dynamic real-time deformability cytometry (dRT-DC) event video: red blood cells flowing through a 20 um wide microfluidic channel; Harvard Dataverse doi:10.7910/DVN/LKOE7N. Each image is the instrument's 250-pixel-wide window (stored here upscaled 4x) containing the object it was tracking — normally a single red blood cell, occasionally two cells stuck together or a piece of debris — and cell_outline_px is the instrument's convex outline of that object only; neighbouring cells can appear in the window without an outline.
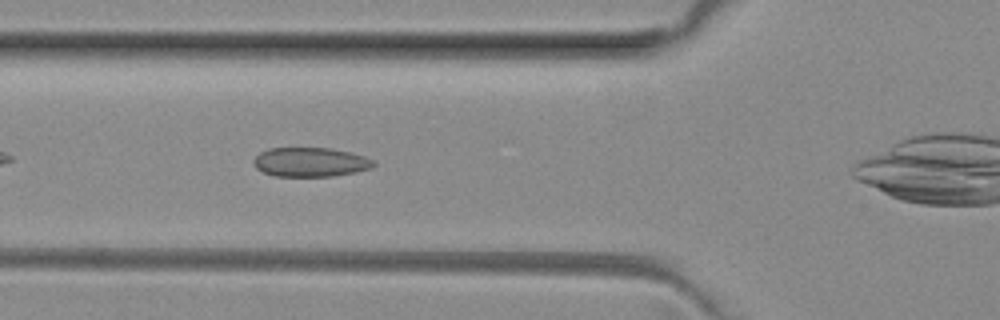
{"species": "common noctule bat (a hibernating species)", "species_latin": "Nyctalus noctula", "temperature_condition": "room temperature", "stored_images_in_passage": 29, "camera_frame_rate_fps": 3000, "um_per_image_px": 0.085, "animal": {"sex": "female", "body_mass_g": 29.2, "forearm_length_mm": 56.3}, "frame": {"image": 1, "passage_image": 6, "time_ms": 1.667, "image_size_px": [1000, 320], "cell_outline_px": [[376, 164], [372, 168], [356, 172], [332, 176], [272, 176], [256, 168], [252, 164], [252, 160], [260, 152], [272, 148], [328, 148], [348, 152], [364, 156], [376, 160]], "centroid_in_image_um": [26.39, 13.78], "position_along_channel_um": 99.4, "area_um2": 20.52}}
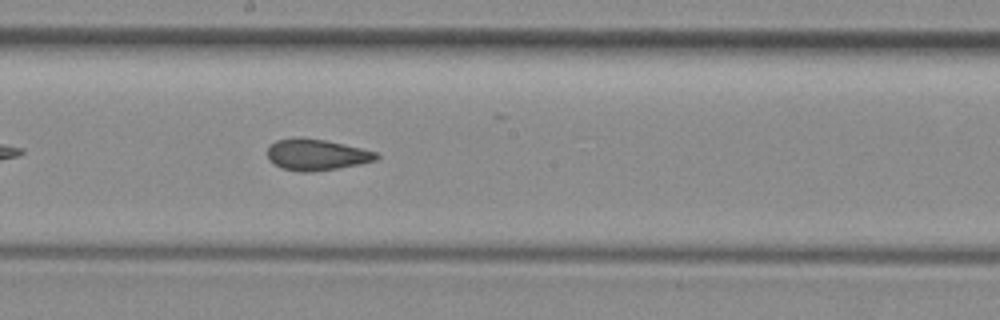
{"frame": {"image": 2, "passage_image": 15, "time_ms": 4.667, "image_size_px": [1000, 320], "cell_outline_px": [[380, 156], [376, 160], [336, 168], [312, 172], [300, 172], [284, 168], [276, 164], [268, 156], [268, 148], [276, 140], [296, 136], [324, 140], [360, 148], [376, 152]], "centroid_in_image_um": [26.89, 13.13], "position_along_channel_um": 221.3, "area_um2": 19.42}}
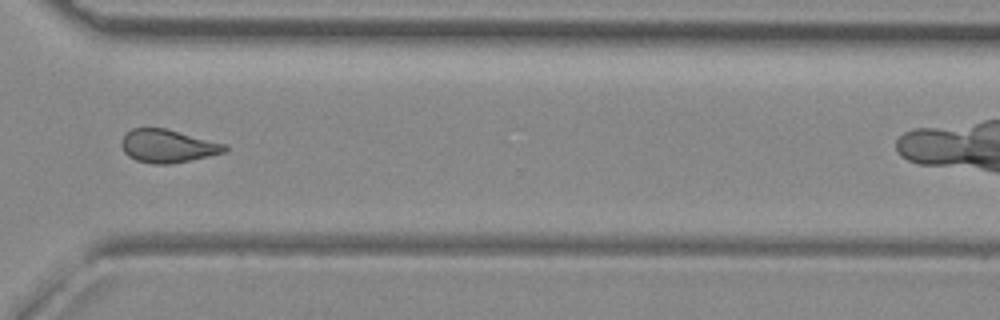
{"frame": {"image": 3, "passage_image": 25, "time_ms": 8.0, "image_size_px": [1000, 320], "cell_outline_px": [[228, 148], [224, 152], [188, 160], [168, 164], [152, 164], [136, 160], [128, 156], [124, 152], [120, 144], [120, 140], [132, 128], [164, 128], [228, 144]], "centroid_in_image_um": [14.23, 12.41], "position_along_channel_um": 356.4, "area_um2": 19.77}}